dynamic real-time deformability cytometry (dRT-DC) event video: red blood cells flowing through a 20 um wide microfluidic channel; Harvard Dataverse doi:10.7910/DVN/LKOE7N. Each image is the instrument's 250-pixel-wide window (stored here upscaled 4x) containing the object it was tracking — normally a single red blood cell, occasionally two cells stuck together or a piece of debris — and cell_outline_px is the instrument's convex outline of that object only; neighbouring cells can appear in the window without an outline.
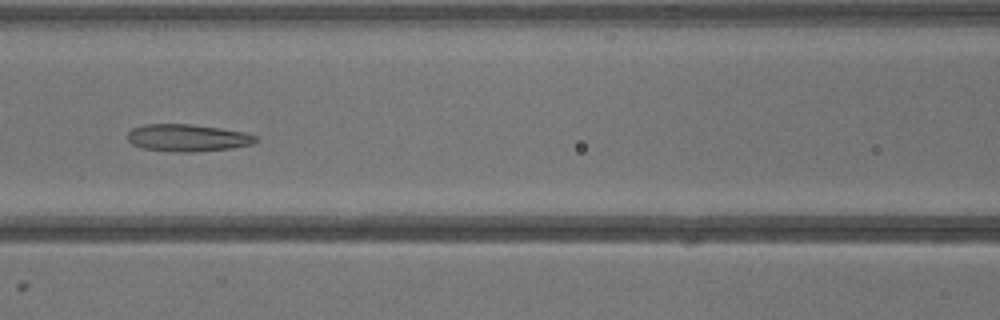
{"species": "common noctule bat (a hibernating species)", "species_latin": "Nyctalus noctula", "temperature_condition": "warm", "stored_images_in_passage": 40, "camera_frame_rate_fps": 3000, "um_per_image_px": 0.085, "animal": {"sex": "male", "body_mass_g": 13.3}, "frame": {"image": 1, "passage_image": 18, "time_ms": 5.667, "image_size_px": [1000, 320], "cell_outline_px": [[260, 140], [252, 144], [228, 148], [192, 152], [180, 152], [144, 148], [132, 144], [128, 140], [128, 132], [132, 128], [144, 124], [192, 124], [220, 128], [244, 132], [256, 136]], "centroid_in_image_um": [15.94, 11.7], "position_along_channel_um": 150.7, "area_um2": 20.17}}
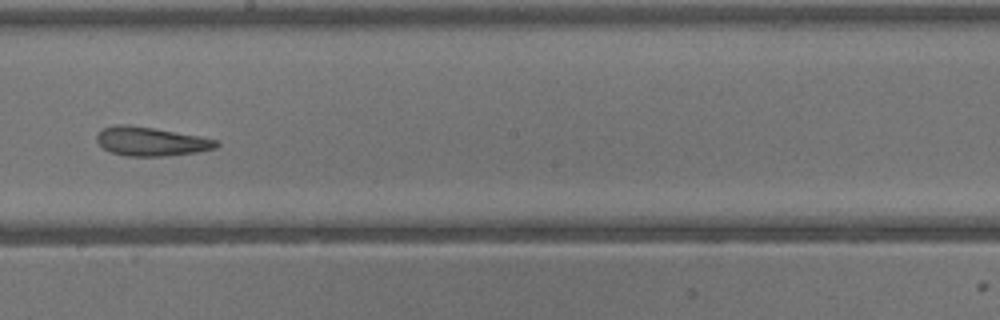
{"frame": {"image": 2, "passage_image": 23, "time_ms": 7.333, "image_size_px": [1000, 320], "cell_outline_px": [[220, 144], [216, 148], [196, 152], [164, 156], [124, 156], [112, 152], [104, 148], [96, 140], [96, 136], [104, 128], [116, 124], [128, 124], [200, 136], [220, 140]], "centroid_in_image_um": [12.86, 12.02], "position_along_channel_um": 235.3, "area_um2": 20.06}}
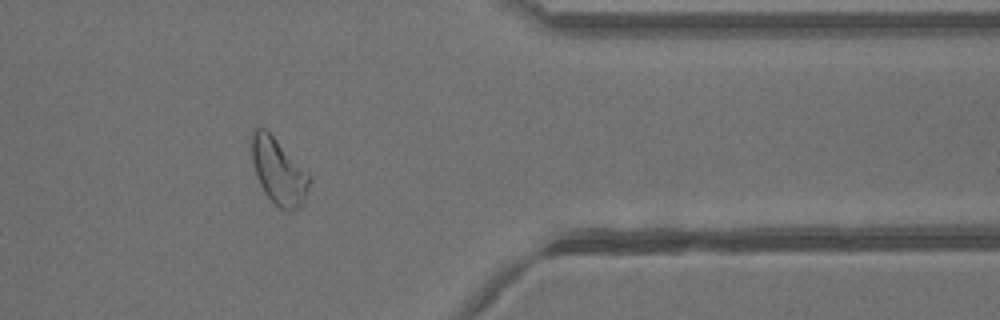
{"frame": {"image": 3, "passage_image": 33, "time_ms": 10.667, "image_size_px": [1000, 320], "cell_outline_px": [[312, 180], [300, 208], [288, 212], [284, 212], [264, 192], [256, 176], [252, 160], [252, 132], [256, 128], [264, 128], [312, 176]], "centroid_in_image_um": [23.7, 14.61], "position_along_channel_um": 387.7, "area_um2": 21.96}}